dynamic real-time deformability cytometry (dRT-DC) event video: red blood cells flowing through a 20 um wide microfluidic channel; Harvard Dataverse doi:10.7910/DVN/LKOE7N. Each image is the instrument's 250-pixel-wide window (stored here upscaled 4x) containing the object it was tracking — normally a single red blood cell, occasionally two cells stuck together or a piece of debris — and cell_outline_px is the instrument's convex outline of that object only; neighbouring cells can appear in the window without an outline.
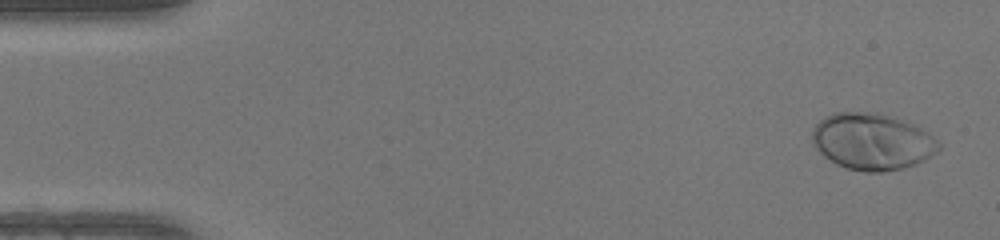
{"species": "human", "species_latin": "Homo sapiens", "temperature_condition": "warm", "stored_images_in_passage": 49, "camera_frame_rate_fps": 3000, "um_per_image_px": 0.085, "donor": {"sex": "female"}, "frame": {"image": 1, "passage_image": 2, "time_ms": 0.333, "image_size_px": [1000, 240], "cell_outline_px": [[940, 148], [936, 152], [924, 160], [916, 164], [904, 168], [880, 172], [864, 172], [848, 168], [836, 164], [824, 156], [816, 148], [812, 140], [812, 132], [816, 124], [824, 116], [832, 112], [880, 112], [908, 120], [932, 136], [940, 144]], "centroid_in_image_um": [74.13, 12.01], "position_along_channel_um": 10.9, "area_um2": 42.02}}
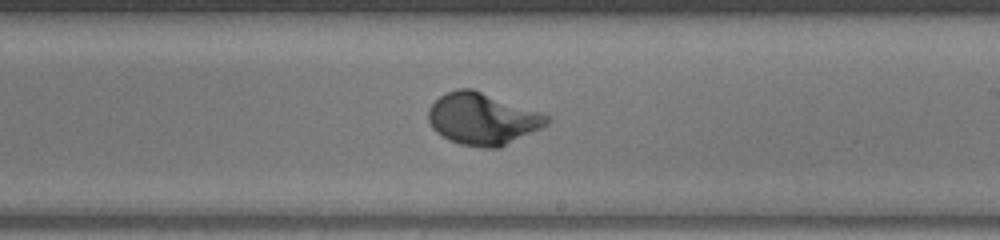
{"frame": {"image": 2, "passage_image": 29, "time_ms": 9.333, "image_size_px": [1000, 240], "cell_outline_px": [[552, 120], [548, 124], [500, 148], [484, 148], [460, 144], [448, 140], [436, 132], [432, 128], [428, 120], [428, 108], [440, 96], [456, 88], [472, 88], [540, 112], [548, 116]], "centroid_in_image_um": [40.99, 10.11], "position_along_channel_um": 248.0, "area_um2": 35.78}}
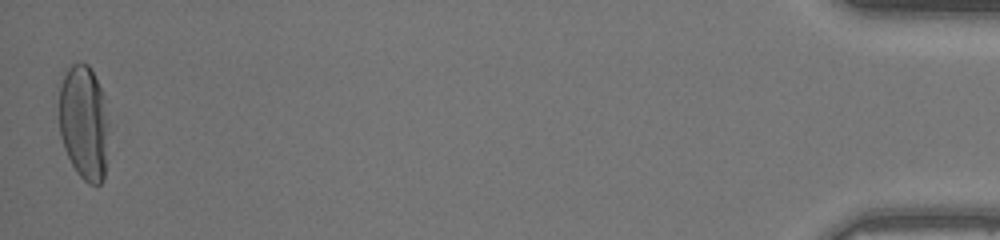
{"frame": {"image": 3, "passage_image": 49, "time_ms": 16.0, "image_size_px": [1000, 240], "cell_outline_px": [[108, 128], [104, 180], [100, 184], [88, 184], [76, 172], [64, 148], [60, 136], [60, 84], [68, 68], [72, 64], [88, 64], [104, 96], [108, 124]], "centroid_in_image_um": [7.14, 10.45], "position_along_channel_um": 428.1, "area_um2": 32.95}, "authors_computed_cell_mechanics": {"area_um2": 34.8534, "velocity_mm_per_s": 4.1602, "shape_relaxation_time_tau1_ms": 2.8329, "shape_relaxation_time_tau2_ms": null, "deformation_change_tau1": 0.1899, "deformation_change_tau2": null}}